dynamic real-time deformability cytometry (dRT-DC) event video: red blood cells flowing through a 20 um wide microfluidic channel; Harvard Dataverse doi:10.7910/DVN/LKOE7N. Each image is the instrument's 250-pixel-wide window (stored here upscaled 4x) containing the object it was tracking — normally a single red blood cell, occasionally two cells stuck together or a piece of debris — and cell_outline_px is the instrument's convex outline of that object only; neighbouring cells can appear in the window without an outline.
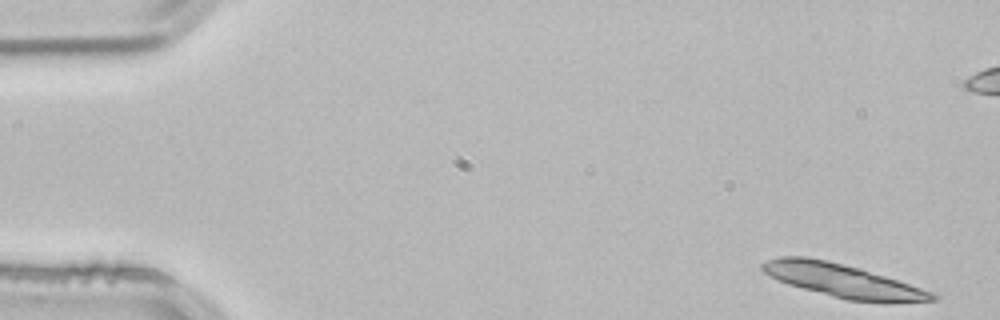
{"species": "common noctule bat (a hibernating species)", "species_latin": "Nyctalus noctula", "temperature_condition": "room temperature", "stored_images_in_passage": 39, "segment_of_instrument_passage": [1, 2], "camera_frame_rate_fps": 3000, "um_per_image_px": 0.085, "animal": {"sex": "male", "body_mass_g": 21.5, "forearm_length_mm": 52.0}, "frame": {"image": 1, "passage_image": 1, "time_ms": 0.0, "image_size_px": [1000, 320], "cell_outline_px": [[936, 300], [848, 300], [832, 296], [788, 284], [764, 272], [760, 268], [760, 264], [768, 260], [780, 256], [808, 256], [828, 260], [860, 268], [932, 292], [936, 296]], "centroid_in_image_um": [71.47, 23.79], "position_along_channel_um": 13.5, "area_um2": 31.62}}